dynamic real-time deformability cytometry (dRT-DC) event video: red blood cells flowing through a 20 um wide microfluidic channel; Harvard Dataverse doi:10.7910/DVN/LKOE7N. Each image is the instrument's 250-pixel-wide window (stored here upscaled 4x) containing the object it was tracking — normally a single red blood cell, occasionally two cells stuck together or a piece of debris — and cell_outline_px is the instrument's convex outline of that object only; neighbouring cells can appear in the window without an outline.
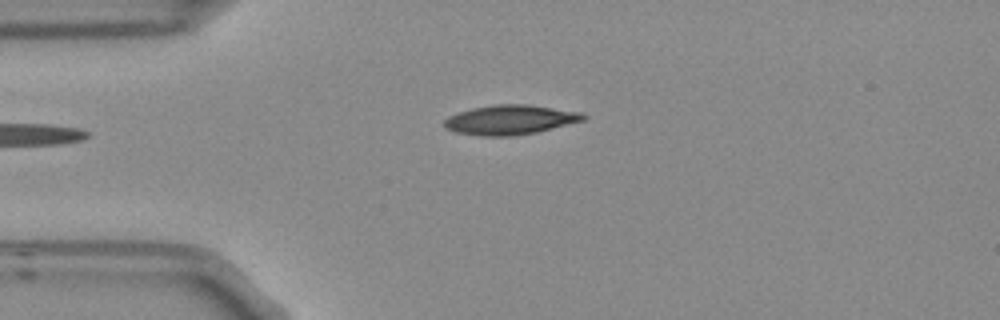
{"species": "Egyptian fruit bat (a non-hibernating species)", "species_latin": "Rousettus aegyptiacus", "temperature_condition": "room temperature", "stored_images_in_passage": 4, "camera_frame_rate_fps": 3000, "um_per_image_px": 0.085, "frame": {"image": 1, "passage_image": 4, "time_ms": 1.0, "image_size_px": [1000, 320], "cell_outline_px": [[588, 116], [584, 120], [536, 132], [512, 136], [480, 136], [456, 132], [444, 128], [444, 120], [448, 116], [472, 108], [492, 104], [528, 104], [580, 112]], "centroid_in_image_um": [43.34, 10.18], "position_along_channel_um": 41.7, "area_um2": 23.93}}